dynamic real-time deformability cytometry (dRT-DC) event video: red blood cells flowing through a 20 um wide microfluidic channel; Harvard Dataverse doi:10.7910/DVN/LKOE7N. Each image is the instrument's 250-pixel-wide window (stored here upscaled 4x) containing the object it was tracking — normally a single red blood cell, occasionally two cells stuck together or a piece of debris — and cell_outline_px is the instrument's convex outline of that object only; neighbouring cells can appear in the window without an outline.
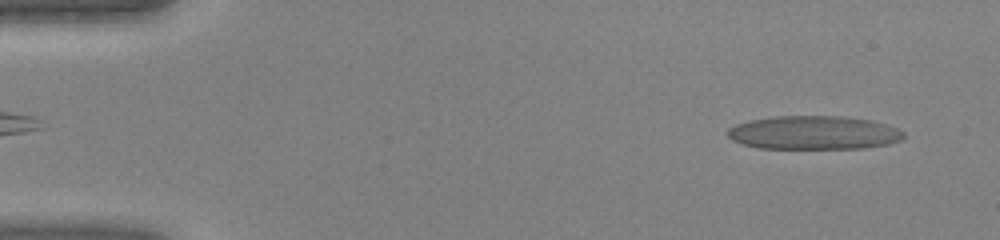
{"species": "human", "species_latin": "Homo sapiens", "temperature_condition": "warm", "stored_images_in_passage": 44, "camera_frame_rate_fps": 3000, "um_per_image_px": 0.085, "donor": {"sex": "female"}, "frame": {"image": 1, "passage_image": 2, "time_ms": 0.333, "image_size_px": [1000, 240], "cell_outline_px": [[904, 136], [900, 140], [888, 144], [864, 148], [760, 148], [744, 144], [732, 140], [728, 136], [728, 128], [736, 124], [752, 120], [772, 116], [840, 116], [872, 120], [888, 124], [904, 132]], "centroid_in_image_um": [69.19, 11.27], "position_along_channel_um": 15.8, "area_um2": 34.39}}
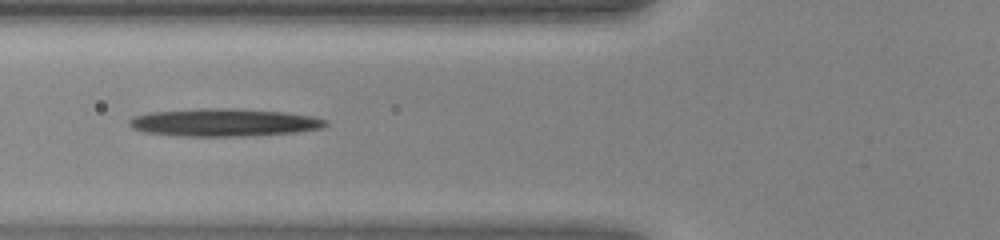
{"frame": {"image": 2, "passage_image": 16, "time_ms": 5.0, "image_size_px": [1000, 240], "cell_outline_px": [[328, 124], [320, 128], [296, 132], [244, 136], [176, 136], [144, 132], [132, 128], [128, 124], [128, 120], [132, 116], [152, 112], [200, 108], [236, 108], [284, 112], [312, 116], [328, 120]], "centroid_in_image_um": [18.99, 10.4], "position_along_channel_um": 106.8, "area_um2": 31.91}}
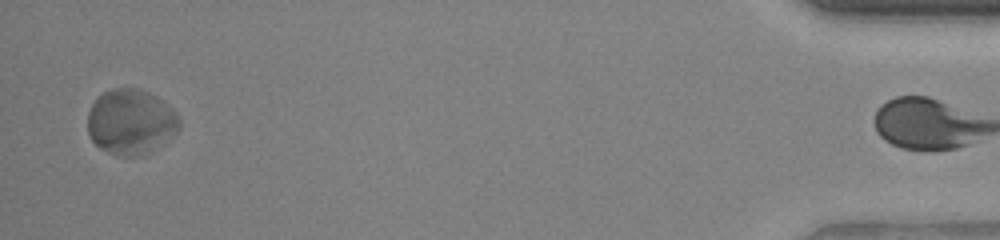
{"frame": {"image": 3, "passage_image": 43, "time_ms": 14.0, "image_size_px": [1000, 240], "cell_outline_px": [[180, 128], [172, 136], [144, 156], [116, 156], [100, 148], [92, 140], [88, 132], [88, 112], [92, 104], [104, 92], [112, 88], [140, 88], [148, 92], [168, 104], [180, 116]], "centroid_in_image_um": [11.13, 10.36], "position_along_channel_um": 424.1, "area_um2": 35.03}}